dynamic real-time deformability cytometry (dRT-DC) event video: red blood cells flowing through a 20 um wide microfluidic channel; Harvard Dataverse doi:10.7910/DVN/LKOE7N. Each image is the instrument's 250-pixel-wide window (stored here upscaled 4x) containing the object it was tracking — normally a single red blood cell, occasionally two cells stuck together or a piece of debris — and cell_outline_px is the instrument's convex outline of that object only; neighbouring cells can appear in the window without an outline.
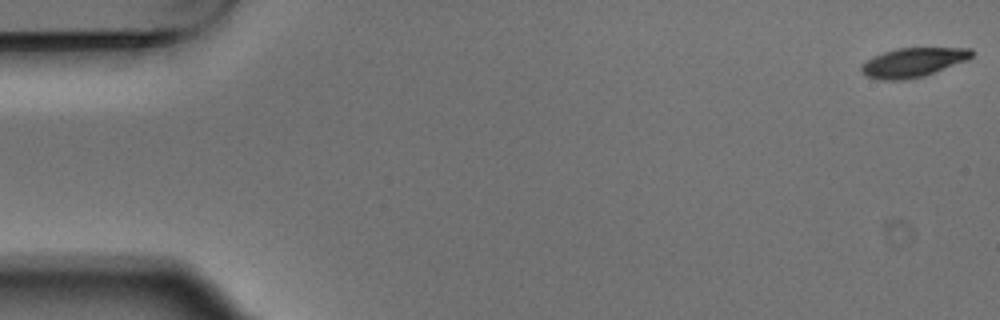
{"species": "Egyptian fruit bat (a non-hibernating species)", "species_latin": "Rousettus aegyptiacus", "temperature_condition": "warm", "stored_images_in_passage": 5, "camera_frame_rate_fps": 3000, "um_per_image_px": 0.085, "animal": {"sex": "male"}, "frame": {"image": 1, "passage_image": 1, "time_ms": 0.0, "image_size_px": [1000, 320], "cell_outline_px": [[972, 56], [968, 60], [924, 76], [904, 80], [880, 80], [868, 76], [860, 72], [860, 64], [872, 56], [896, 48], [972, 48]], "centroid_in_image_um": [77.57, 5.31], "position_along_channel_um": 7.4, "area_um2": 18.9}}
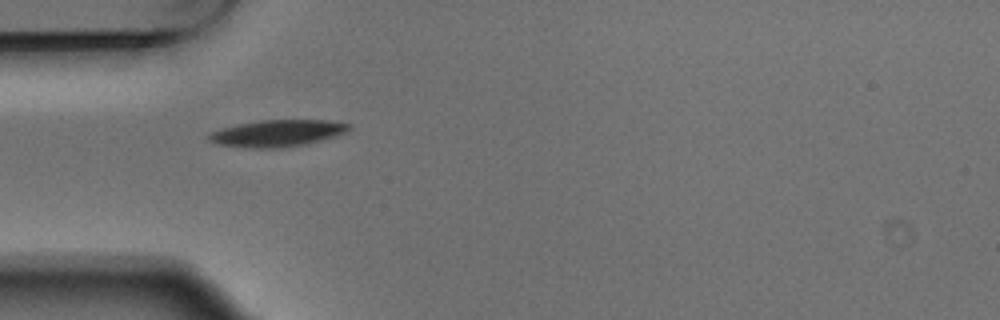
{"frame": {"image": 2, "passage_image": 5, "time_ms": 1.333, "image_size_px": [1000, 320], "cell_outline_px": [[352, 128], [336, 136], [304, 144], [276, 148], [252, 148], [220, 144], [208, 140], [208, 132], [220, 128], [236, 124], [260, 120], [328, 120], [352, 124]], "centroid_in_image_um": [23.56, 11.31], "position_along_channel_um": 61.4, "area_um2": 21.79}}